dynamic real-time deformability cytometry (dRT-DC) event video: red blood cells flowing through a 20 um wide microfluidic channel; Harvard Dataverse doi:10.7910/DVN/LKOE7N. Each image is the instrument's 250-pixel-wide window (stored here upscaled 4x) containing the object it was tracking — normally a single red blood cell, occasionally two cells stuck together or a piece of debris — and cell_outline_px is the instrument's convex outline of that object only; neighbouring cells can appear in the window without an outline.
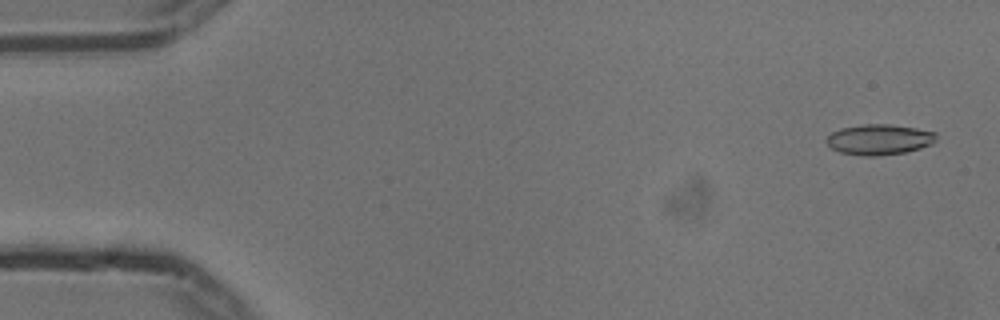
{"species": "common noctule bat (a hibernating species)", "species_latin": "Nyctalus noctula", "temperature_condition": "cold", "stored_images_in_passage": 55, "camera_frame_rate_fps": 3000, "um_per_image_px": 0.085, "animal": {"sex": "male", "body_mass_g": 13.3}, "frame": {"image": 1, "passage_image": 2, "time_ms": 0.333, "image_size_px": [1000, 320], "cell_outline_px": [[936, 140], [932, 144], [920, 148], [904, 152], [876, 156], [864, 156], [840, 152], [832, 148], [824, 140], [832, 132], [840, 128], [864, 124], [888, 124], [916, 128], [936, 132]], "centroid_in_image_um": [74.73, 11.85], "position_along_channel_um": 10.3, "area_um2": 19.48}}
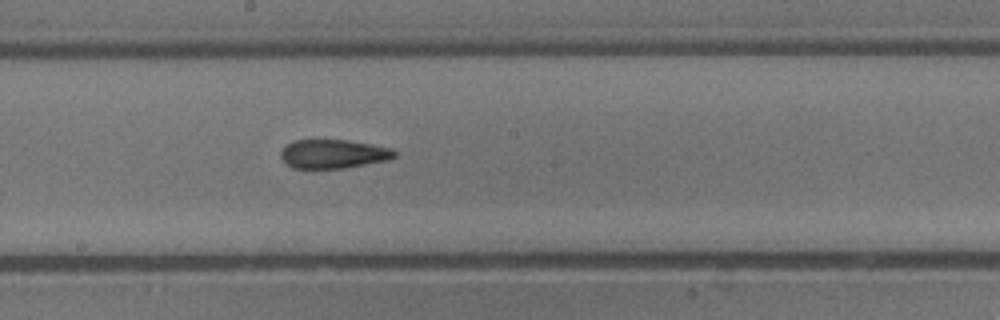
{"frame": {"image": 2, "passage_image": 29, "time_ms": 9.333, "image_size_px": [1000, 320], "cell_outline_px": [[396, 156], [388, 160], [344, 168], [292, 168], [284, 164], [280, 156], [280, 152], [292, 140], [348, 140], [372, 144], [392, 148], [396, 152]], "centroid_in_image_um": [28.32, 13.08], "position_along_channel_um": 219.9, "area_um2": 19.25}}
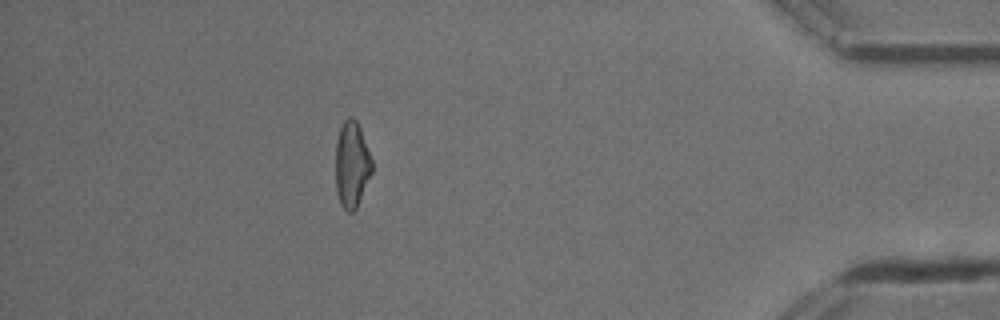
{"frame": {"image": 3, "passage_image": 48, "time_ms": 15.667, "image_size_px": [1000, 320], "cell_outline_px": [[372, 172], [356, 208], [352, 212], [348, 212], [340, 204], [336, 192], [336, 140], [340, 128], [344, 120], [348, 116], [352, 116], [356, 120], [360, 128], [372, 160]], "centroid_in_image_um": [29.89, 13.97], "position_along_channel_um": 405.3, "area_um2": 18.21}, "authors_computed_cell_mechanics": {"area_um2": 19.4786, "velocity_mm_per_s": 3.7488, "shape_relaxation_time_tau1_ms": null, "shape_relaxation_time_tau2_ms": 3.4224, "deformation_change_tau1": null, "deformation_change_tau2": 0.1221}}